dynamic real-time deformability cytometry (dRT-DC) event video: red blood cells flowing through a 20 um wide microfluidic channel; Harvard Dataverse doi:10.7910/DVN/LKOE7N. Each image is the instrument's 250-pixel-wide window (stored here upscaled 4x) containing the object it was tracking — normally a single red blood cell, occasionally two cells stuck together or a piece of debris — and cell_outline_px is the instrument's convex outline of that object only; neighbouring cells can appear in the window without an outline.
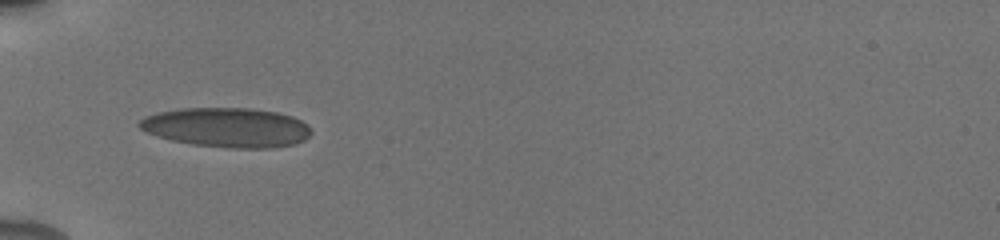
{"species": "human", "species_latin": "Homo sapiens", "temperature_condition": "cold", "stored_images_in_passage": 64, "camera_frame_rate_fps": 3000, "um_per_image_px": 0.085, "donor": {"sex": "male"}, "frame": {"image": 1, "passage_image": 1, "time_ms": 0.0, "image_size_px": [1000, 240], "cell_outline_px": [[312, 132], [304, 140], [296, 144], [268, 148], [228, 148], [192, 144], [172, 140], [148, 132], [140, 128], [136, 124], [144, 116], [160, 112], [180, 108], [248, 108], [276, 112], [292, 116], [308, 124]], "centroid_in_image_um": [19.3, 10.83], "position_along_channel_um": 65.7, "area_um2": 39.54}}
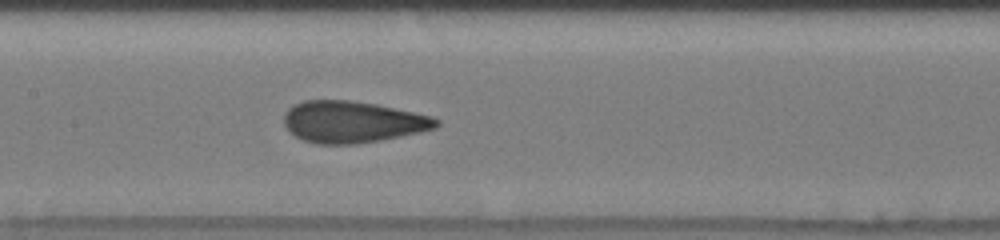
{"frame": {"image": 2, "passage_image": 16, "time_ms": 3.0, "image_size_px": [1000, 240], "cell_outline_px": [[440, 124], [436, 128], [420, 132], [380, 140], [356, 144], [316, 144], [304, 140], [288, 132], [284, 124], [284, 112], [292, 104], [304, 100], [348, 100], [376, 104], [432, 116], [440, 120]], "centroid_in_image_um": [29.93, 10.36], "position_along_channel_um": 177.5, "area_um2": 37.11}}
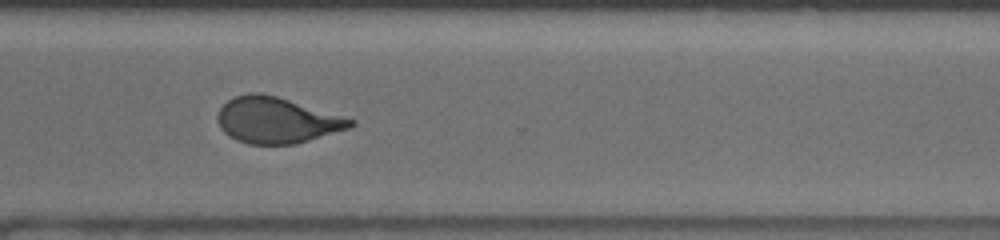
{"frame": {"image": 3, "passage_image": 47, "time_ms": 7.333, "image_size_px": [1000, 240], "cell_outline_px": [[356, 124], [352, 128], [308, 140], [292, 144], [248, 144], [236, 140], [228, 136], [220, 128], [216, 116], [220, 108], [228, 100], [236, 96], [248, 92], [260, 92], [276, 96], [356, 120]], "centroid_in_image_um": [23.51, 10.22], "position_along_channel_um": 347.1, "area_um2": 35.55}, "authors_computed_cell_mechanics": {"area_um2": 36.3562, "velocity_mm_per_s": 3.9214, "shape_relaxation_time_tau1_ms": 4.1298, "shape_relaxation_time_tau2_ms": 1.0569, "deformation_change_tau1": 0.1502, "deformation_change_tau2": 0.0888}}